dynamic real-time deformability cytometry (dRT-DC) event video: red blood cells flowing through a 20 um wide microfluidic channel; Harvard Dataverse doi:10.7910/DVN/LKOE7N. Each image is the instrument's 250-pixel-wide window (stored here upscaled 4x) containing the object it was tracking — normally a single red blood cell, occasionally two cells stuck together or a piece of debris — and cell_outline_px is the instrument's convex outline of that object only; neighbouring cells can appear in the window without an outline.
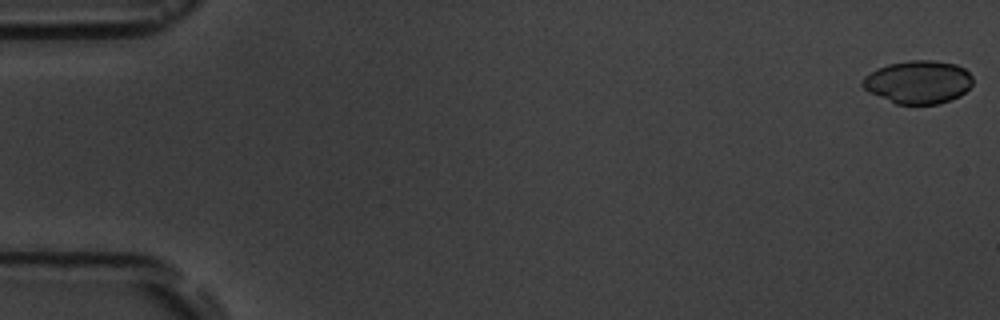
{"species": "common noctule bat (a hibernating species)", "species_latin": "Nyctalus noctula", "temperature_condition": "room temperature", "stored_images_in_passage": 5, "camera_frame_rate_fps": 3000, "um_per_image_px": 0.085, "animal": {"sex": "male", "body_mass_g": 19.5, "forearm_length_mm": 54.6}, "frame": {"image": 1, "passage_image": 1, "time_ms": 0.0, "image_size_px": [1000, 320], "cell_outline_px": [[972, 84], [960, 96], [940, 104], [896, 104], [868, 92], [860, 84], [864, 76], [876, 68], [888, 64], [908, 60], [932, 60], [956, 64], [964, 68], [972, 76]], "centroid_in_image_um": [78.02, 6.97], "position_along_channel_um": 7.0, "area_um2": 27.86}}